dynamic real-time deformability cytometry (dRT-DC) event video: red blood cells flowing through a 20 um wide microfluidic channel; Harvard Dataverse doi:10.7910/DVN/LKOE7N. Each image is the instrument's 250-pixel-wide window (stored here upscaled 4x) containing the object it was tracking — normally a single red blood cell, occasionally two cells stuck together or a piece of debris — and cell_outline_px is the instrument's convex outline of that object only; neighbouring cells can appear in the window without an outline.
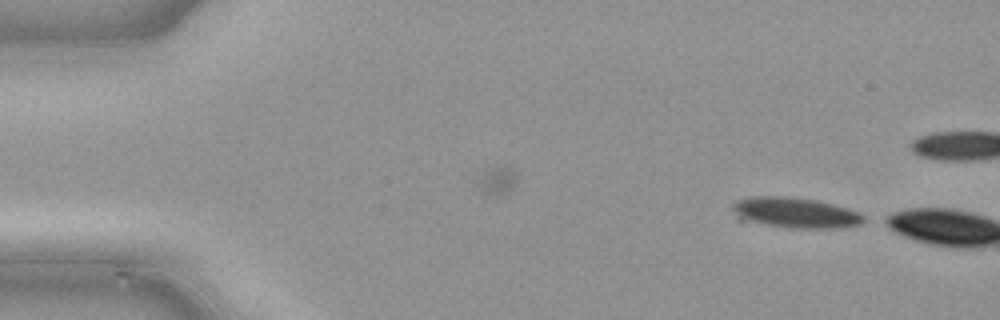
{"species": "common noctule bat (a hibernating species)", "species_latin": "Nyctalus noctula", "temperature_condition": "cold", "stored_images_in_passage": 9, "camera_frame_rate_fps": 3000, "um_per_image_px": 0.085, "animal": {"sex": "male", "body_mass_g": 21.5, "forearm_length_mm": 52.0}, "frame": {"image": 1, "passage_image": 1, "time_ms": 0.0, "image_size_px": [1000, 320], "cell_outline_px": [[868, 220], [860, 224], [836, 228], [788, 228], [736, 220], [732, 208], [732, 204], [736, 200], [748, 196], [788, 196], [816, 200], [848, 208], [864, 216]], "centroid_in_image_um": [67.52, 18.08], "position_along_channel_um": 17.5, "area_um2": 23.76}}